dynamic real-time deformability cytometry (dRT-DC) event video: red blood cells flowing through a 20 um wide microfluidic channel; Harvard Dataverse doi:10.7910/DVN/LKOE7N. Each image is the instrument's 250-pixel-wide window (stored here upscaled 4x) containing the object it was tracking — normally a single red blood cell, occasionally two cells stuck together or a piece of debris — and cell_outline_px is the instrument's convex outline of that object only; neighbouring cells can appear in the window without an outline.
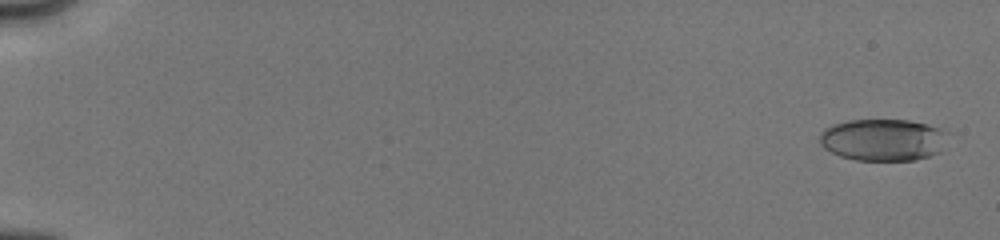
{"species": "human", "species_latin": "Homo sapiens", "temperature_condition": "cold", "stored_images_in_passage": 39, "camera_frame_rate_fps": 3000, "um_per_image_px": 0.085, "donor": {"sex": "male"}, "frame": {"image": 1, "passage_image": 2, "time_ms": 0.333, "image_size_px": [1000, 240], "cell_outline_px": [[948, 132], [940, 152], [916, 160], [856, 160], [840, 156], [824, 148], [820, 144], [820, 132], [824, 128], [832, 124], [848, 120], [908, 120], [940, 128]], "centroid_in_image_um": [75.03, 11.88], "position_along_channel_um": 10.0, "area_um2": 31.33}}
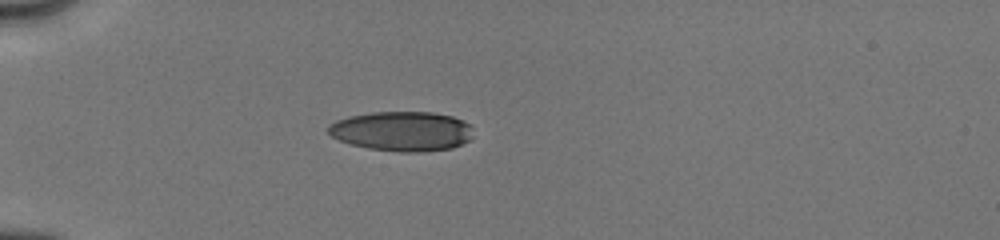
{"frame": {"image": 2, "passage_image": 33, "time_ms": 5.333, "image_size_px": [1000, 240], "cell_outline_px": [[472, 136], [468, 140], [452, 148], [420, 152], [400, 152], [368, 148], [352, 144], [340, 140], [332, 136], [328, 132], [328, 124], [336, 120], [348, 116], [372, 112], [432, 112], [452, 116], [468, 124], [472, 128]], "centroid_in_image_um": [34.14, 11.15], "position_along_channel_um": 50.9, "area_um2": 33.41}}